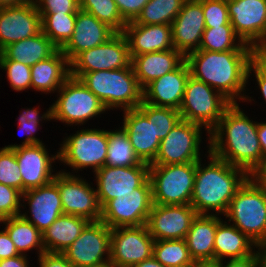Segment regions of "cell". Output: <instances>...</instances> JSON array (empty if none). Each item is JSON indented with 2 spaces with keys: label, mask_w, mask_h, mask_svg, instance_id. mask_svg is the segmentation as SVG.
Segmentation results:
<instances>
[{
  "label": "cell",
  "mask_w": 266,
  "mask_h": 267,
  "mask_svg": "<svg viewBox=\"0 0 266 267\" xmlns=\"http://www.w3.org/2000/svg\"><path fill=\"white\" fill-rule=\"evenodd\" d=\"M196 216L191 205L153 204L146 226L155 241L185 239Z\"/></svg>",
  "instance_id": "obj_19"
},
{
  "label": "cell",
  "mask_w": 266,
  "mask_h": 267,
  "mask_svg": "<svg viewBox=\"0 0 266 267\" xmlns=\"http://www.w3.org/2000/svg\"><path fill=\"white\" fill-rule=\"evenodd\" d=\"M185 61L193 78L205 82L231 103L256 104L255 91L248 87L250 50H195L185 56Z\"/></svg>",
  "instance_id": "obj_1"
},
{
  "label": "cell",
  "mask_w": 266,
  "mask_h": 267,
  "mask_svg": "<svg viewBox=\"0 0 266 267\" xmlns=\"http://www.w3.org/2000/svg\"><path fill=\"white\" fill-rule=\"evenodd\" d=\"M189 76L190 69L184 60L175 70L157 78L143 89V102L179 111Z\"/></svg>",
  "instance_id": "obj_24"
},
{
  "label": "cell",
  "mask_w": 266,
  "mask_h": 267,
  "mask_svg": "<svg viewBox=\"0 0 266 267\" xmlns=\"http://www.w3.org/2000/svg\"><path fill=\"white\" fill-rule=\"evenodd\" d=\"M130 57L134 74L142 89L157 78L175 70L185 60V56L175 48Z\"/></svg>",
  "instance_id": "obj_27"
},
{
  "label": "cell",
  "mask_w": 266,
  "mask_h": 267,
  "mask_svg": "<svg viewBox=\"0 0 266 267\" xmlns=\"http://www.w3.org/2000/svg\"><path fill=\"white\" fill-rule=\"evenodd\" d=\"M119 125L126 131L138 158L151 164L159 151L161 140L155 135L154 105L142 102L136 109L123 110Z\"/></svg>",
  "instance_id": "obj_15"
},
{
  "label": "cell",
  "mask_w": 266,
  "mask_h": 267,
  "mask_svg": "<svg viewBox=\"0 0 266 267\" xmlns=\"http://www.w3.org/2000/svg\"><path fill=\"white\" fill-rule=\"evenodd\" d=\"M9 217L0 209V224L2 225Z\"/></svg>",
  "instance_id": "obj_60"
},
{
  "label": "cell",
  "mask_w": 266,
  "mask_h": 267,
  "mask_svg": "<svg viewBox=\"0 0 266 267\" xmlns=\"http://www.w3.org/2000/svg\"><path fill=\"white\" fill-rule=\"evenodd\" d=\"M20 255L5 229L0 230V260Z\"/></svg>",
  "instance_id": "obj_51"
},
{
  "label": "cell",
  "mask_w": 266,
  "mask_h": 267,
  "mask_svg": "<svg viewBox=\"0 0 266 267\" xmlns=\"http://www.w3.org/2000/svg\"><path fill=\"white\" fill-rule=\"evenodd\" d=\"M21 206L20 215L41 233L64 214L59 189L53 181L45 186L26 190L22 194Z\"/></svg>",
  "instance_id": "obj_20"
},
{
  "label": "cell",
  "mask_w": 266,
  "mask_h": 267,
  "mask_svg": "<svg viewBox=\"0 0 266 267\" xmlns=\"http://www.w3.org/2000/svg\"><path fill=\"white\" fill-rule=\"evenodd\" d=\"M205 135L207 136L206 138ZM209 139V132L202 125L181 119L169 134L161 140L158 154L149 165L197 162L205 158L209 153ZM204 143H207V145ZM202 144L203 146L206 145L204 149ZM204 150H206V154Z\"/></svg>",
  "instance_id": "obj_8"
},
{
  "label": "cell",
  "mask_w": 266,
  "mask_h": 267,
  "mask_svg": "<svg viewBox=\"0 0 266 267\" xmlns=\"http://www.w3.org/2000/svg\"><path fill=\"white\" fill-rule=\"evenodd\" d=\"M174 48L184 56L198 50L205 30L202 0H186L171 23Z\"/></svg>",
  "instance_id": "obj_23"
},
{
  "label": "cell",
  "mask_w": 266,
  "mask_h": 267,
  "mask_svg": "<svg viewBox=\"0 0 266 267\" xmlns=\"http://www.w3.org/2000/svg\"><path fill=\"white\" fill-rule=\"evenodd\" d=\"M186 0H149L134 20L136 24L171 25Z\"/></svg>",
  "instance_id": "obj_37"
},
{
  "label": "cell",
  "mask_w": 266,
  "mask_h": 267,
  "mask_svg": "<svg viewBox=\"0 0 266 267\" xmlns=\"http://www.w3.org/2000/svg\"><path fill=\"white\" fill-rule=\"evenodd\" d=\"M39 13L77 14L79 0H34Z\"/></svg>",
  "instance_id": "obj_46"
},
{
  "label": "cell",
  "mask_w": 266,
  "mask_h": 267,
  "mask_svg": "<svg viewBox=\"0 0 266 267\" xmlns=\"http://www.w3.org/2000/svg\"><path fill=\"white\" fill-rule=\"evenodd\" d=\"M153 206L149 178L132 194L118 196L101 208V219L109 228L146 225Z\"/></svg>",
  "instance_id": "obj_11"
},
{
  "label": "cell",
  "mask_w": 266,
  "mask_h": 267,
  "mask_svg": "<svg viewBox=\"0 0 266 267\" xmlns=\"http://www.w3.org/2000/svg\"><path fill=\"white\" fill-rule=\"evenodd\" d=\"M111 228L90 222L62 254L75 267H98L110 262Z\"/></svg>",
  "instance_id": "obj_14"
},
{
  "label": "cell",
  "mask_w": 266,
  "mask_h": 267,
  "mask_svg": "<svg viewBox=\"0 0 266 267\" xmlns=\"http://www.w3.org/2000/svg\"><path fill=\"white\" fill-rule=\"evenodd\" d=\"M116 32L92 14L79 10L72 37L61 48L69 63L81 52L102 45Z\"/></svg>",
  "instance_id": "obj_25"
},
{
  "label": "cell",
  "mask_w": 266,
  "mask_h": 267,
  "mask_svg": "<svg viewBox=\"0 0 266 267\" xmlns=\"http://www.w3.org/2000/svg\"><path fill=\"white\" fill-rule=\"evenodd\" d=\"M56 93L51 104L52 120L66 127H85L89 120L109 114L102 101L79 79L70 76Z\"/></svg>",
  "instance_id": "obj_6"
},
{
  "label": "cell",
  "mask_w": 266,
  "mask_h": 267,
  "mask_svg": "<svg viewBox=\"0 0 266 267\" xmlns=\"http://www.w3.org/2000/svg\"><path fill=\"white\" fill-rule=\"evenodd\" d=\"M248 177L249 175L243 169L209 152L204 160L196 162L190 205L197 214L223 216L236 191Z\"/></svg>",
  "instance_id": "obj_3"
},
{
  "label": "cell",
  "mask_w": 266,
  "mask_h": 267,
  "mask_svg": "<svg viewBox=\"0 0 266 267\" xmlns=\"http://www.w3.org/2000/svg\"><path fill=\"white\" fill-rule=\"evenodd\" d=\"M21 109L22 110H20L19 116L15 121H18V132H21L23 135L25 134L23 136L25 138L22 137L23 140L21 141V144L12 143L9 145H5L4 147L6 148L15 149L17 147L45 143L44 141H42L43 139L40 140V137H37L36 134L38 133L37 131H39V129H42L41 127L43 126L42 124L44 122L47 123L48 121H52L51 104L49 105V108H46L44 112H42V108H40V105L29 108L24 107V110L22 107Z\"/></svg>",
  "instance_id": "obj_34"
},
{
  "label": "cell",
  "mask_w": 266,
  "mask_h": 267,
  "mask_svg": "<svg viewBox=\"0 0 266 267\" xmlns=\"http://www.w3.org/2000/svg\"><path fill=\"white\" fill-rule=\"evenodd\" d=\"M241 107L238 102L226 108L218 124L209 132V152L250 176L262 164L258 120Z\"/></svg>",
  "instance_id": "obj_2"
},
{
  "label": "cell",
  "mask_w": 266,
  "mask_h": 267,
  "mask_svg": "<svg viewBox=\"0 0 266 267\" xmlns=\"http://www.w3.org/2000/svg\"><path fill=\"white\" fill-rule=\"evenodd\" d=\"M70 77L67 57L58 49L52 56L31 67V90L42 94H56Z\"/></svg>",
  "instance_id": "obj_28"
},
{
  "label": "cell",
  "mask_w": 266,
  "mask_h": 267,
  "mask_svg": "<svg viewBox=\"0 0 266 267\" xmlns=\"http://www.w3.org/2000/svg\"><path fill=\"white\" fill-rule=\"evenodd\" d=\"M69 135L65 132L58 143L59 171L71 175H82L89 169L96 172L105 166L108 152V128L78 127ZM69 168L68 170H66ZM71 168V169H70ZM70 170V171H69ZM72 171V172H71Z\"/></svg>",
  "instance_id": "obj_4"
},
{
  "label": "cell",
  "mask_w": 266,
  "mask_h": 267,
  "mask_svg": "<svg viewBox=\"0 0 266 267\" xmlns=\"http://www.w3.org/2000/svg\"><path fill=\"white\" fill-rule=\"evenodd\" d=\"M42 32L61 49L72 37L77 14L39 13Z\"/></svg>",
  "instance_id": "obj_38"
},
{
  "label": "cell",
  "mask_w": 266,
  "mask_h": 267,
  "mask_svg": "<svg viewBox=\"0 0 266 267\" xmlns=\"http://www.w3.org/2000/svg\"><path fill=\"white\" fill-rule=\"evenodd\" d=\"M46 145L40 143L14 149L22 176V194L26 190L49 184L59 172L56 165L59 163L58 150L51 154Z\"/></svg>",
  "instance_id": "obj_17"
},
{
  "label": "cell",
  "mask_w": 266,
  "mask_h": 267,
  "mask_svg": "<svg viewBox=\"0 0 266 267\" xmlns=\"http://www.w3.org/2000/svg\"><path fill=\"white\" fill-rule=\"evenodd\" d=\"M89 223L90 221L84 217L69 214L60 215L42 233L45 251L62 253L80 236Z\"/></svg>",
  "instance_id": "obj_31"
},
{
  "label": "cell",
  "mask_w": 266,
  "mask_h": 267,
  "mask_svg": "<svg viewBox=\"0 0 266 267\" xmlns=\"http://www.w3.org/2000/svg\"><path fill=\"white\" fill-rule=\"evenodd\" d=\"M230 104L220 92L190 75L179 112L183 120L202 125L210 132Z\"/></svg>",
  "instance_id": "obj_10"
},
{
  "label": "cell",
  "mask_w": 266,
  "mask_h": 267,
  "mask_svg": "<svg viewBox=\"0 0 266 267\" xmlns=\"http://www.w3.org/2000/svg\"><path fill=\"white\" fill-rule=\"evenodd\" d=\"M250 177L266 193V160L250 175Z\"/></svg>",
  "instance_id": "obj_54"
},
{
  "label": "cell",
  "mask_w": 266,
  "mask_h": 267,
  "mask_svg": "<svg viewBox=\"0 0 266 267\" xmlns=\"http://www.w3.org/2000/svg\"><path fill=\"white\" fill-rule=\"evenodd\" d=\"M42 31L41 16L34 1L0 7V52L8 45Z\"/></svg>",
  "instance_id": "obj_21"
},
{
  "label": "cell",
  "mask_w": 266,
  "mask_h": 267,
  "mask_svg": "<svg viewBox=\"0 0 266 267\" xmlns=\"http://www.w3.org/2000/svg\"><path fill=\"white\" fill-rule=\"evenodd\" d=\"M58 49L41 31L33 37L6 46L1 53L9 60L32 67L37 62L52 56Z\"/></svg>",
  "instance_id": "obj_32"
},
{
  "label": "cell",
  "mask_w": 266,
  "mask_h": 267,
  "mask_svg": "<svg viewBox=\"0 0 266 267\" xmlns=\"http://www.w3.org/2000/svg\"><path fill=\"white\" fill-rule=\"evenodd\" d=\"M198 50L224 52L228 50H250V46L236 35L232 25L205 28Z\"/></svg>",
  "instance_id": "obj_36"
},
{
  "label": "cell",
  "mask_w": 266,
  "mask_h": 267,
  "mask_svg": "<svg viewBox=\"0 0 266 267\" xmlns=\"http://www.w3.org/2000/svg\"><path fill=\"white\" fill-rule=\"evenodd\" d=\"M38 267H75L62 253L43 252L37 258Z\"/></svg>",
  "instance_id": "obj_49"
},
{
  "label": "cell",
  "mask_w": 266,
  "mask_h": 267,
  "mask_svg": "<svg viewBox=\"0 0 266 267\" xmlns=\"http://www.w3.org/2000/svg\"><path fill=\"white\" fill-rule=\"evenodd\" d=\"M181 119L180 112L174 108L154 106L155 135L163 140Z\"/></svg>",
  "instance_id": "obj_44"
},
{
  "label": "cell",
  "mask_w": 266,
  "mask_h": 267,
  "mask_svg": "<svg viewBox=\"0 0 266 267\" xmlns=\"http://www.w3.org/2000/svg\"><path fill=\"white\" fill-rule=\"evenodd\" d=\"M30 258L31 256L20 254L13 258L3 259L0 260V267H32L33 264L30 263Z\"/></svg>",
  "instance_id": "obj_53"
},
{
  "label": "cell",
  "mask_w": 266,
  "mask_h": 267,
  "mask_svg": "<svg viewBox=\"0 0 266 267\" xmlns=\"http://www.w3.org/2000/svg\"><path fill=\"white\" fill-rule=\"evenodd\" d=\"M255 253L258 259V267H266V243L257 245Z\"/></svg>",
  "instance_id": "obj_56"
},
{
  "label": "cell",
  "mask_w": 266,
  "mask_h": 267,
  "mask_svg": "<svg viewBox=\"0 0 266 267\" xmlns=\"http://www.w3.org/2000/svg\"><path fill=\"white\" fill-rule=\"evenodd\" d=\"M223 218L256 245L266 243V193L250 176L236 191Z\"/></svg>",
  "instance_id": "obj_7"
},
{
  "label": "cell",
  "mask_w": 266,
  "mask_h": 267,
  "mask_svg": "<svg viewBox=\"0 0 266 267\" xmlns=\"http://www.w3.org/2000/svg\"><path fill=\"white\" fill-rule=\"evenodd\" d=\"M152 256L165 267L184 265L193 261L185 239L154 241Z\"/></svg>",
  "instance_id": "obj_39"
},
{
  "label": "cell",
  "mask_w": 266,
  "mask_h": 267,
  "mask_svg": "<svg viewBox=\"0 0 266 267\" xmlns=\"http://www.w3.org/2000/svg\"><path fill=\"white\" fill-rule=\"evenodd\" d=\"M154 241L146 225L111 229L110 262L133 267L152 256Z\"/></svg>",
  "instance_id": "obj_18"
},
{
  "label": "cell",
  "mask_w": 266,
  "mask_h": 267,
  "mask_svg": "<svg viewBox=\"0 0 266 267\" xmlns=\"http://www.w3.org/2000/svg\"><path fill=\"white\" fill-rule=\"evenodd\" d=\"M98 267H116L114 264H112L111 262L106 263L104 265L98 266Z\"/></svg>",
  "instance_id": "obj_62"
},
{
  "label": "cell",
  "mask_w": 266,
  "mask_h": 267,
  "mask_svg": "<svg viewBox=\"0 0 266 267\" xmlns=\"http://www.w3.org/2000/svg\"><path fill=\"white\" fill-rule=\"evenodd\" d=\"M195 173L196 162L150 165L149 180L153 204L190 205Z\"/></svg>",
  "instance_id": "obj_9"
},
{
  "label": "cell",
  "mask_w": 266,
  "mask_h": 267,
  "mask_svg": "<svg viewBox=\"0 0 266 267\" xmlns=\"http://www.w3.org/2000/svg\"><path fill=\"white\" fill-rule=\"evenodd\" d=\"M223 219L221 215L206 214H197L193 219L185 241L194 261L214 259L215 233Z\"/></svg>",
  "instance_id": "obj_29"
},
{
  "label": "cell",
  "mask_w": 266,
  "mask_h": 267,
  "mask_svg": "<svg viewBox=\"0 0 266 267\" xmlns=\"http://www.w3.org/2000/svg\"><path fill=\"white\" fill-rule=\"evenodd\" d=\"M148 163L138 166H103L93 173L98 202L102 208L108 201L118 196L130 195L149 178Z\"/></svg>",
  "instance_id": "obj_16"
},
{
  "label": "cell",
  "mask_w": 266,
  "mask_h": 267,
  "mask_svg": "<svg viewBox=\"0 0 266 267\" xmlns=\"http://www.w3.org/2000/svg\"><path fill=\"white\" fill-rule=\"evenodd\" d=\"M0 226L7 231L19 254L29 256V252L35 251L38 258L45 252L42 233L21 215L9 217Z\"/></svg>",
  "instance_id": "obj_33"
},
{
  "label": "cell",
  "mask_w": 266,
  "mask_h": 267,
  "mask_svg": "<svg viewBox=\"0 0 266 267\" xmlns=\"http://www.w3.org/2000/svg\"><path fill=\"white\" fill-rule=\"evenodd\" d=\"M205 28L231 25L227 0H202Z\"/></svg>",
  "instance_id": "obj_43"
},
{
  "label": "cell",
  "mask_w": 266,
  "mask_h": 267,
  "mask_svg": "<svg viewBox=\"0 0 266 267\" xmlns=\"http://www.w3.org/2000/svg\"><path fill=\"white\" fill-rule=\"evenodd\" d=\"M221 267H258L256 253L242 259H226L221 261Z\"/></svg>",
  "instance_id": "obj_52"
},
{
  "label": "cell",
  "mask_w": 266,
  "mask_h": 267,
  "mask_svg": "<svg viewBox=\"0 0 266 267\" xmlns=\"http://www.w3.org/2000/svg\"><path fill=\"white\" fill-rule=\"evenodd\" d=\"M0 69L6 72L7 82L15 92H28L31 89V67L14 60L7 59L0 52ZM27 90V91H26Z\"/></svg>",
  "instance_id": "obj_41"
},
{
  "label": "cell",
  "mask_w": 266,
  "mask_h": 267,
  "mask_svg": "<svg viewBox=\"0 0 266 267\" xmlns=\"http://www.w3.org/2000/svg\"><path fill=\"white\" fill-rule=\"evenodd\" d=\"M0 184L13 187L22 193V176L14 149L0 147Z\"/></svg>",
  "instance_id": "obj_42"
},
{
  "label": "cell",
  "mask_w": 266,
  "mask_h": 267,
  "mask_svg": "<svg viewBox=\"0 0 266 267\" xmlns=\"http://www.w3.org/2000/svg\"><path fill=\"white\" fill-rule=\"evenodd\" d=\"M70 76L99 70H116L131 64L129 44L123 32H116L102 45L79 53L70 63Z\"/></svg>",
  "instance_id": "obj_12"
},
{
  "label": "cell",
  "mask_w": 266,
  "mask_h": 267,
  "mask_svg": "<svg viewBox=\"0 0 266 267\" xmlns=\"http://www.w3.org/2000/svg\"><path fill=\"white\" fill-rule=\"evenodd\" d=\"M110 110L136 109L143 102V89L132 65L116 70L84 73L78 78Z\"/></svg>",
  "instance_id": "obj_5"
},
{
  "label": "cell",
  "mask_w": 266,
  "mask_h": 267,
  "mask_svg": "<svg viewBox=\"0 0 266 267\" xmlns=\"http://www.w3.org/2000/svg\"><path fill=\"white\" fill-rule=\"evenodd\" d=\"M258 122L257 133L258 139L260 141L261 151H262V162L266 160V121Z\"/></svg>",
  "instance_id": "obj_55"
},
{
  "label": "cell",
  "mask_w": 266,
  "mask_h": 267,
  "mask_svg": "<svg viewBox=\"0 0 266 267\" xmlns=\"http://www.w3.org/2000/svg\"><path fill=\"white\" fill-rule=\"evenodd\" d=\"M230 23L247 45L266 39V0H227Z\"/></svg>",
  "instance_id": "obj_22"
},
{
  "label": "cell",
  "mask_w": 266,
  "mask_h": 267,
  "mask_svg": "<svg viewBox=\"0 0 266 267\" xmlns=\"http://www.w3.org/2000/svg\"><path fill=\"white\" fill-rule=\"evenodd\" d=\"M194 267H221V261L216 259L211 260H196Z\"/></svg>",
  "instance_id": "obj_57"
},
{
  "label": "cell",
  "mask_w": 266,
  "mask_h": 267,
  "mask_svg": "<svg viewBox=\"0 0 266 267\" xmlns=\"http://www.w3.org/2000/svg\"><path fill=\"white\" fill-rule=\"evenodd\" d=\"M22 193L10 186L0 184V209L8 216L21 213Z\"/></svg>",
  "instance_id": "obj_45"
},
{
  "label": "cell",
  "mask_w": 266,
  "mask_h": 267,
  "mask_svg": "<svg viewBox=\"0 0 266 267\" xmlns=\"http://www.w3.org/2000/svg\"><path fill=\"white\" fill-rule=\"evenodd\" d=\"M257 245L234 225L223 219L218 225L214 239V259H242L253 255Z\"/></svg>",
  "instance_id": "obj_30"
},
{
  "label": "cell",
  "mask_w": 266,
  "mask_h": 267,
  "mask_svg": "<svg viewBox=\"0 0 266 267\" xmlns=\"http://www.w3.org/2000/svg\"><path fill=\"white\" fill-rule=\"evenodd\" d=\"M115 128V129H114ZM108 129V152L105 165L111 167L138 166L142 161L135 154L126 131L118 124Z\"/></svg>",
  "instance_id": "obj_35"
},
{
  "label": "cell",
  "mask_w": 266,
  "mask_h": 267,
  "mask_svg": "<svg viewBox=\"0 0 266 267\" xmlns=\"http://www.w3.org/2000/svg\"><path fill=\"white\" fill-rule=\"evenodd\" d=\"M119 13L126 22L134 21L149 0H114Z\"/></svg>",
  "instance_id": "obj_47"
},
{
  "label": "cell",
  "mask_w": 266,
  "mask_h": 267,
  "mask_svg": "<svg viewBox=\"0 0 266 267\" xmlns=\"http://www.w3.org/2000/svg\"><path fill=\"white\" fill-rule=\"evenodd\" d=\"M82 175L59 171L53 182L58 186L64 214L80 216L90 222L101 219V207L93 182Z\"/></svg>",
  "instance_id": "obj_13"
},
{
  "label": "cell",
  "mask_w": 266,
  "mask_h": 267,
  "mask_svg": "<svg viewBox=\"0 0 266 267\" xmlns=\"http://www.w3.org/2000/svg\"><path fill=\"white\" fill-rule=\"evenodd\" d=\"M79 8L92 14L115 32H123L127 24L114 0H79Z\"/></svg>",
  "instance_id": "obj_40"
},
{
  "label": "cell",
  "mask_w": 266,
  "mask_h": 267,
  "mask_svg": "<svg viewBox=\"0 0 266 267\" xmlns=\"http://www.w3.org/2000/svg\"><path fill=\"white\" fill-rule=\"evenodd\" d=\"M123 34L129 44L130 56L174 49L171 25L127 22Z\"/></svg>",
  "instance_id": "obj_26"
},
{
  "label": "cell",
  "mask_w": 266,
  "mask_h": 267,
  "mask_svg": "<svg viewBox=\"0 0 266 267\" xmlns=\"http://www.w3.org/2000/svg\"><path fill=\"white\" fill-rule=\"evenodd\" d=\"M32 0H0V7L22 5Z\"/></svg>",
  "instance_id": "obj_59"
},
{
  "label": "cell",
  "mask_w": 266,
  "mask_h": 267,
  "mask_svg": "<svg viewBox=\"0 0 266 267\" xmlns=\"http://www.w3.org/2000/svg\"><path fill=\"white\" fill-rule=\"evenodd\" d=\"M250 63L263 75H266V39L250 45Z\"/></svg>",
  "instance_id": "obj_48"
},
{
  "label": "cell",
  "mask_w": 266,
  "mask_h": 267,
  "mask_svg": "<svg viewBox=\"0 0 266 267\" xmlns=\"http://www.w3.org/2000/svg\"><path fill=\"white\" fill-rule=\"evenodd\" d=\"M253 78H252V77ZM252 79V80H251ZM255 81V86H254V90L256 91L257 89V93L260 96V98H262V102H260V105L262 106L263 104H266V75L261 74L251 63L249 65V69H248V86L251 87L250 83L251 81ZM257 85V86H256ZM265 102V103H264ZM263 103V104H262ZM266 106V105H265ZM264 106V108H266Z\"/></svg>",
  "instance_id": "obj_50"
},
{
  "label": "cell",
  "mask_w": 266,
  "mask_h": 267,
  "mask_svg": "<svg viewBox=\"0 0 266 267\" xmlns=\"http://www.w3.org/2000/svg\"><path fill=\"white\" fill-rule=\"evenodd\" d=\"M174 267H194V260L190 263L179 265V266H174Z\"/></svg>",
  "instance_id": "obj_61"
},
{
  "label": "cell",
  "mask_w": 266,
  "mask_h": 267,
  "mask_svg": "<svg viewBox=\"0 0 266 267\" xmlns=\"http://www.w3.org/2000/svg\"><path fill=\"white\" fill-rule=\"evenodd\" d=\"M133 267H165L160 262H158L153 256L145 259L141 263L135 264Z\"/></svg>",
  "instance_id": "obj_58"
}]
</instances>
